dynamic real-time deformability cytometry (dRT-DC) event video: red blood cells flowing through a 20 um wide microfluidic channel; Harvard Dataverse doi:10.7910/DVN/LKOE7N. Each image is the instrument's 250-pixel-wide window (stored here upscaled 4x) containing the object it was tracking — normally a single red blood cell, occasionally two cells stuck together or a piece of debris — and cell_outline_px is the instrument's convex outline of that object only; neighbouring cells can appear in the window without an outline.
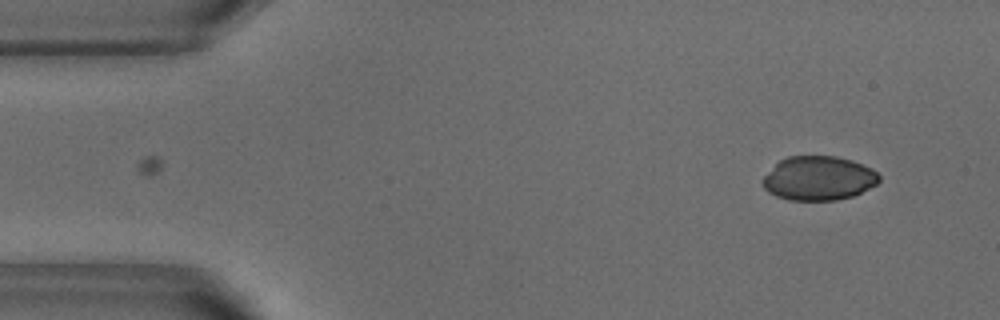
{"species": "common noctule bat (a hibernating species)", "species_latin": "Nyctalus noctula", "temperature_condition": "warm", "stored_images_in_passage": 48, "camera_frame_rate_fps": 3000, "um_per_image_px": 0.085, "animal": {"sex": "male", "body_mass_g": 18.8}, "frame": {"image": 1, "passage_image": 1, "time_ms": 0.0, "image_size_px": [1000, 320], "cell_outline_px": [[880, 180], [876, 184], [852, 196], [836, 200], [788, 200], [776, 196], [768, 192], [764, 188], [760, 180], [780, 160], [788, 156], [836, 156], [852, 160], [872, 168], [880, 176]], "centroid_in_image_um": [69.56, 15.15], "position_along_channel_um": 15.4, "area_um2": 29.94}}
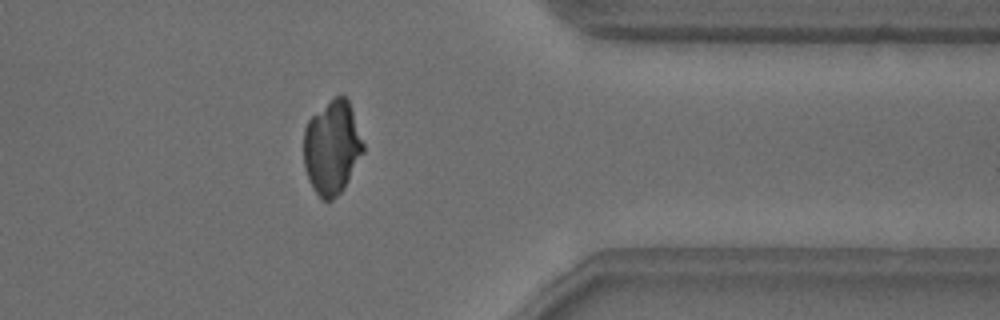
{"frame": {"image": 2, "passage_image": 38, "time_ms": 12.333, "image_size_px": [1000, 320], "cell_outline_px": [[364, 152], [344, 188], [332, 200], [324, 200], [316, 192], [308, 180], [304, 168], [304, 128], [308, 120], [332, 96], [344, 96], [348, 100], [364, 144]], "centroid_in_image_um": [28.21, 12.52], "position_along_channel_um": 383.2, "area_um2": 32.48}}
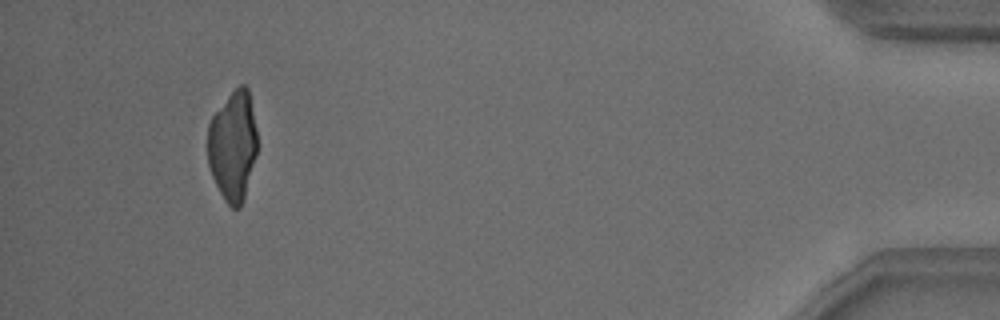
{"frame": {"image": 3, "passage_image": 45, "time_ms": 14.667, "image_size_px": [1000, 320], "cell_outline_px": [[256, 156], [244, 200], [240, 208], [232, 208], [224, 200], [212, 176], [208, 164], [208, 124], [212, 116], [228, 96], [240, 84], [244, 84], [248, 88], [256, 128]], "centroid_in_image_um": [19.79, 12.41], "position_along_channel_um": 415.4, "area_um2": 31.67}}